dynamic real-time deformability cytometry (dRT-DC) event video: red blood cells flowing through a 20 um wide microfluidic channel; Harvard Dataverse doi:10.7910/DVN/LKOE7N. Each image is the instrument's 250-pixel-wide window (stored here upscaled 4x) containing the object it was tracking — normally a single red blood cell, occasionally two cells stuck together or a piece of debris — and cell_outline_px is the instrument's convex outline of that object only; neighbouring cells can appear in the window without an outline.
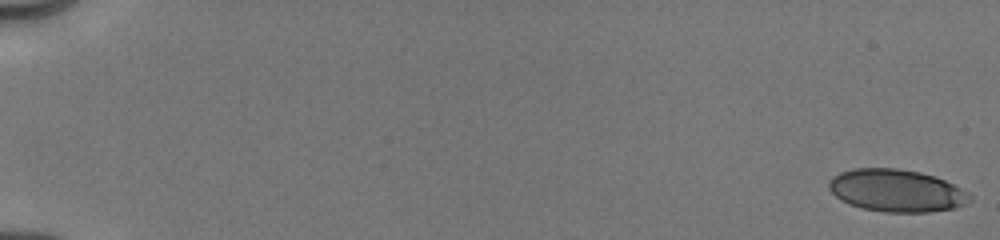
{"species": "human", "species_latin": "Homo sapiens", "temperature_condition": "cold", "stored_images_in_passage": 10, "camera_frame_rate_fps": 3000, "um_per_image_px": 0.085, "donor": {"sex": "male"}, "frame": {"image": 1, "passage_image": 1, "time_ms": 0.0, "image_size_px": [1000, 240], "cell_outline_px": [[972, 200], [964, 204], [952, 208], [928, 212], [884, 212], [864, 208], [848, 204], [840, 200], [828, 188], [828, 180], [832, 176], [840, 172], [852, 168], [896, 168], [920, 172], [936, 176], [960, 188], [972, 196]], "centroid_in_image_um": [76.16, 16.19], "position_along_channel_um": 8.8, "area_um2": 34.85}}
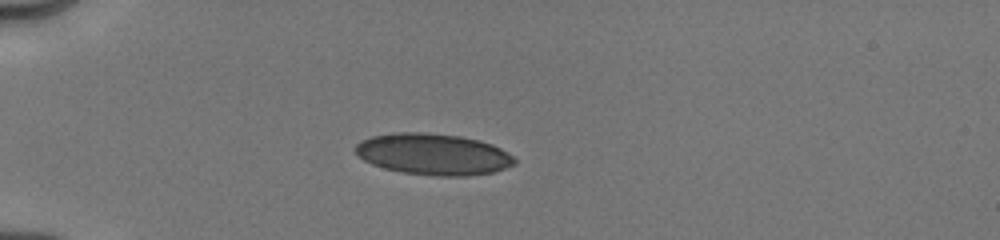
{"frame": {"image": 2, "passage_image": 7, "time_ms": 5.0, "image_size_px": [1000, 240], "cell_outline_px": [[516, 164], [492, 172], [468, 176], [432, 176], [404, 172], [384, 168], [372, 164], [364, 160], [352, 148], [360, 140], [372, 136], [396, 132], [424, 132], [460, 136], [480, 140], [492, 144], [508, 152], [516, 160]], "centroid_in_image_um": [36.82, 13.1], "position_along_channel_um": 48.2, "area_um2": 38.49}}
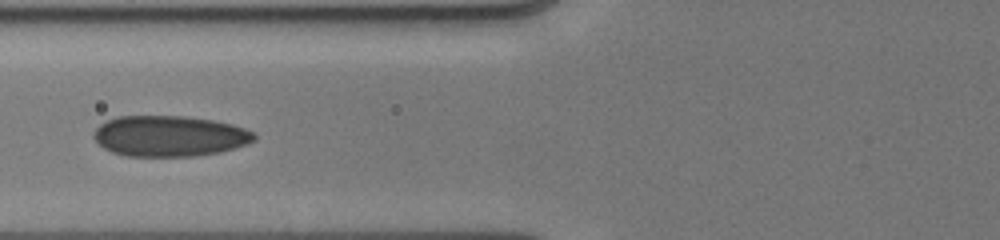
{"frame": {"image": 3, "passage_image": 10, "time_ms": 7.333, "image_size_px": [1000, 240], "cell_outline_px": [[256, 140], [248, 144], [220, 152], [196, 156], [128, 156], [112, 152], [104, 148], [92, 136], [92, 132], [104, 120], [116, 116], [184, 116], [212, 120], [232, 124], [244, 128], [252, 132], [256, 136]], "centroid_in_image_um": [14.39, 11.56], "position_along_channel_um": 111.4, "area_um2": 38.32}}